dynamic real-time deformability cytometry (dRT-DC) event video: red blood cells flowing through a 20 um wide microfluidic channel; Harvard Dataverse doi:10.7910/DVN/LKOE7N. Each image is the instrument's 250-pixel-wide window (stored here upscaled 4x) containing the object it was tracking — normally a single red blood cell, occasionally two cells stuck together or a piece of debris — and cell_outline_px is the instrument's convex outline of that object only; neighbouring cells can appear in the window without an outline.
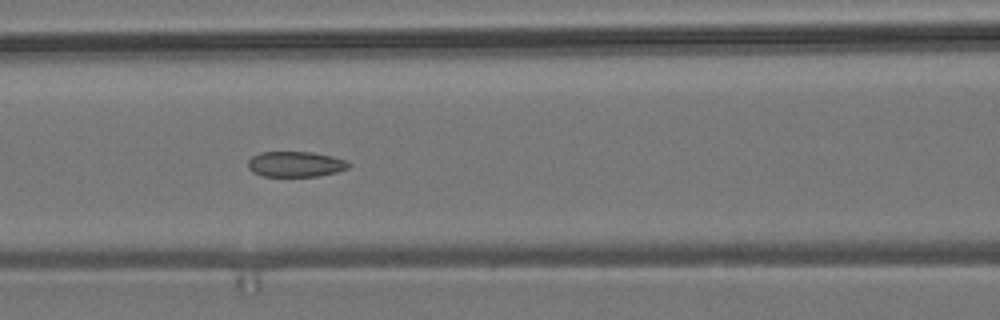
{"species": "common noctule bat (a hibernating species)", "species_latin": "Nyctalus noctula", "temperature_condition": "room temperature", "stored_images_in_passage": 8, "camera_frame_rate_fps": 3000, "um_per_image_px": 0.085, "animal": {"sex": "male", "body_mass_g": 19.2, "forearm_length_mm": 51.8}, "frame": {"image": 1, "passage_image": 7, "time_ms": 6.667, "image_size_px": [1000, 320], "cell_outline_px": [[352, 164], [348, 168], [336, 172], [320, 176], [264, 176], [252, 172], [248, 168], [248, 160], [252, 156], [260, 152], [312, 152], [332, 156], [344, 160]], "centroid_in_image_um": [25.11, 13.95], "position_along_channel_um": 141.5, "area_um2": 14.97}}
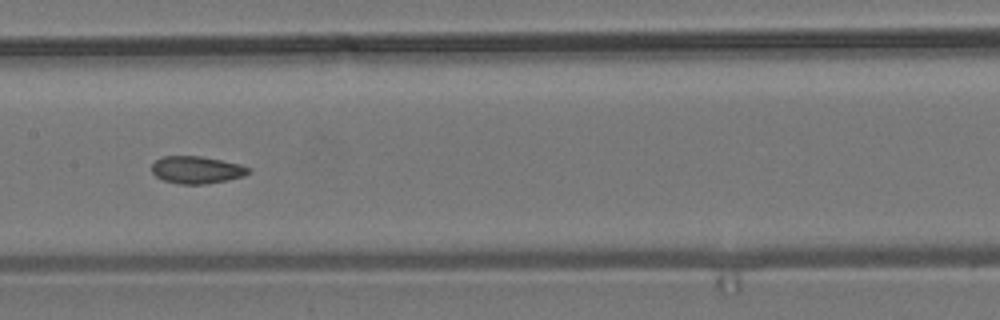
{"frame": {"image": 2, "passage_image": 8, "time_ms": 8.0, "image_size_px": [1000, 320], "cell_outline_px": [[252, 168], [244, 176], [228, 180], [204, 184], [180, 184], [164, 180], [156, 176], [152, 172], [152, 164], [156, 160], [164, 156], [200, 156], [240, 164]], "centroid_in_image_um": [16.73, 14.44], "position_along_channel_um": 190.7, "area_um2": 15.32}}